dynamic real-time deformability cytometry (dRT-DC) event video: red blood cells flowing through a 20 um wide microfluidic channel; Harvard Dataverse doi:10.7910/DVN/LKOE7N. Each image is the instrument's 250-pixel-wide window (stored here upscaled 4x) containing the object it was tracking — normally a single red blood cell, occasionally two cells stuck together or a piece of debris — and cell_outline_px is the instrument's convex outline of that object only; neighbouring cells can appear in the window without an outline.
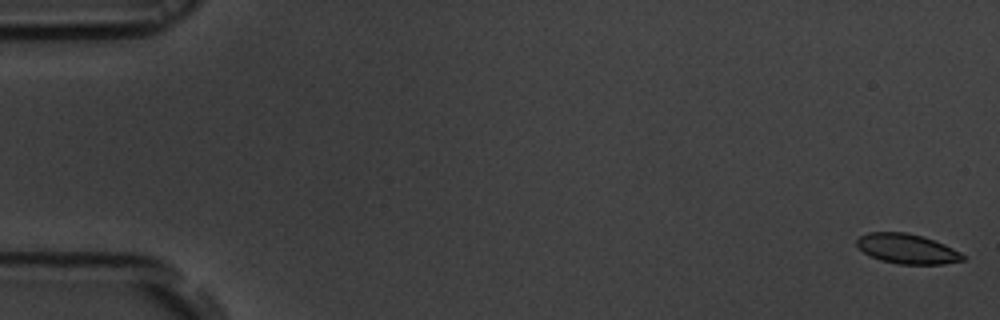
{"species": "common noctule bat (a hibernating species)", "species_latin": "Nyctalus noctula", "temperature_condition": "room temperature", "stored_images_in_passage": 56, "camera_frame_rate_fps": 3000, "um_per_image_px": 0.085, "animal": {"sex": "male", "body_mass_g": 19.5, "forearm_length_mm": 54.6}, "frame": {"image": 1, "passage_image": 1, "time_ms": 0.0, "image_size_px": [1000, 320], "cell_outline_px": [[964, 260], [944, 264], [900, 264], [880, 260], [864, 252], [856, 244], [856, 240], [860, 236], [868, 232], [908, 232], [944, 244], [960, 252], [964, 256]], "centroid_in_image_um": [77.09, 21.14], "position_along_channel_um": 7.9, "area_um2": 18.21}}
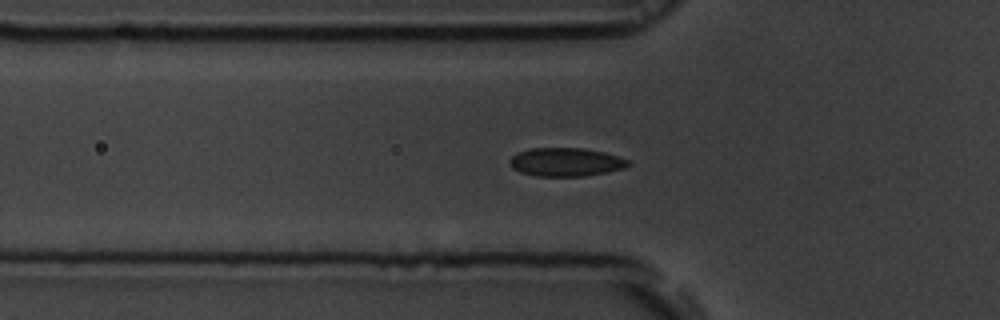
{"frame": {"image": 2, "passage_image": 19, "time_ms": 6.0, "image_size_px": [1000, 320], "cell_outline_px": [[632, 164], [624, 168], [608, 172], [584, 176], [536, 176], [520, 172], [512, 168], [508, 164], [508, 160], [512, 156], [520, 152], [532, 148], [584, 148], [604, 152], [628, 160]], "centroid_in_image_um": [48.09, 13.78], "position_along_channel_um": 77.7, "area_um2": 19.71}}
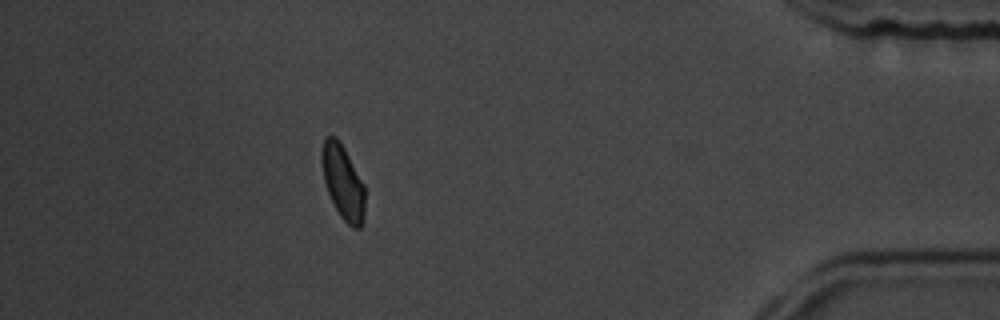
{"frame": {"image": 3, "passage_image": 50, "time_ms": 16.333, "image_size_px": [1000, 320], "cell_outline_px": [[364, 220], [360, 228], [352, 228], [340, 216], [328, 192], [324, 180], [320, 160], [320, 152], [324, 136], [336, 136], [344, 148], [364, 184]], "centroid_in_image_um": [29.13, 15.46], "position_along_channel_um": 406.1, "area_um2": 18.73}, "authors_computed_cell_mechanics": {"area_um2": 19.2763, "velocity_mm_per_s": 3.6513, "shape_relaxation_time_tau1_ms": 4.0183, "shape_relaxation_time_tau2_ms": null, "deformation_change_tau1": 0.0909, "deformation_change_tau2": null}}